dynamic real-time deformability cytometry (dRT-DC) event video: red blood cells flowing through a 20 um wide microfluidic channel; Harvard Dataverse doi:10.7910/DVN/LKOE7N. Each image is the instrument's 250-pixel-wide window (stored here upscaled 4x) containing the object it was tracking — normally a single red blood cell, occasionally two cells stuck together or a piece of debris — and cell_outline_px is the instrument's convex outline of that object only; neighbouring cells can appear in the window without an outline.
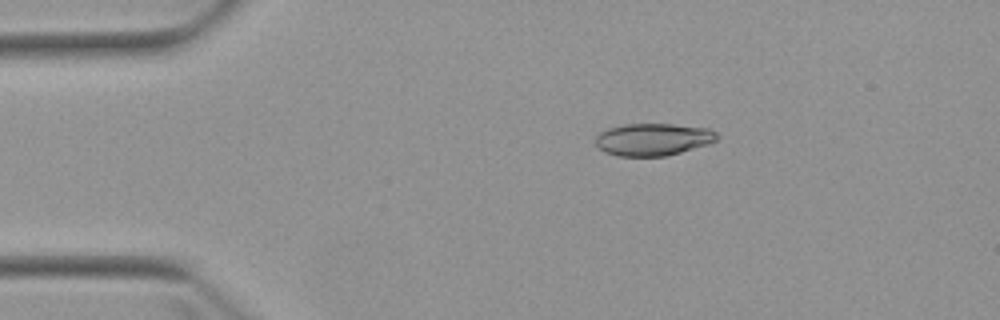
{"species": "Egyptian fruit bat (a non-hibernating species)", "species_latin": "Rousettus aegyptiacus", "temperature_condition": "warm", "stored_images_in_passage": 4, "camera_frame_rate_fps": 3000, "um_per_image_px": 0.085, "animal": {"sex": "female"}, "frame": {"image": 1, "passage_image": 2, "time_ms": 1.0, "image_size_px": [1000, 320], "cell_outline_px": [[720, 136], [716, 140], [708, 144], [680, 152], [664, 156], [616, 156], [604, 152], [596, 144], [596, 136], [600, 132], [608, 128], [624, 124], [672, 124], [708, 128], [716, 132]], "centroid_in_image_um": [55.5, 11.84], "position_along_channel_um": 29.5, "area_um2": 22.83}}
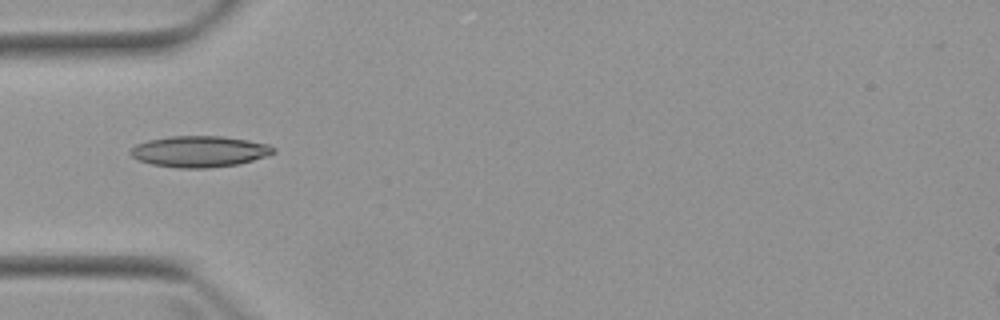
{"frame": {"image": 2, "passage_image": 4, "time_ms": 3.333, "image_size_px": [1000, 320], "cell_outline_px": [[276, 152], [268, 156], [240, 164], [208, 168], [176, 168], [152, 164], [140, 160], [132, 156], [128, 152], [136, 144], [148, 140], [172, 136], [224, 136], [248, 140], [268, 144], [276, 148]], "centroid_in_image_um": [17.0, 12.88], "position_along_channel_um": 68.0, "area_um2": 26.13}}